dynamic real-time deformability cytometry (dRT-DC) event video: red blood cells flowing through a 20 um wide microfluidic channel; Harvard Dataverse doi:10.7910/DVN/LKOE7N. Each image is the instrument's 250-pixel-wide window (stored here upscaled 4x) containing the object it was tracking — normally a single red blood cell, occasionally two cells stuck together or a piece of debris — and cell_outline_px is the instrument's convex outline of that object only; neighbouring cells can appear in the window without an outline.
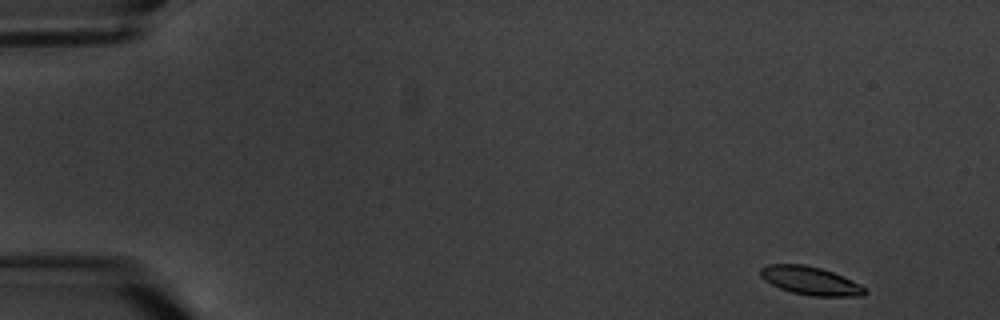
{"species": "common noctule bat (a hibernating species)", "species_latin": "Nyctalus noctula", "temperature_condition": "warm", "stored_images_in_passage": 4, "camera_frame_rate_fps": 3000, "um_per_image_px": 0.085, "animal": {"sex": "male", "body_mass_g": 20.1, "forearm_length_mm": 53.5}, "frame": {"image": 1, "passage_image": 1, "time_ms": 0.0, "image_size_px": [1000, 320], "cell_outline_px": [[868, 292], [864, 296], [812, 296], [792, 292], [780, 288], [764, 280], [760, 276], [760, 268], [768, 264], [804, 264], [820, 268], [844, 276], [860, 284]], "centroid_in_image_um": [68.89, 23.86], "position_along_channel_um": 16.1, "area_um2": 17.22}}
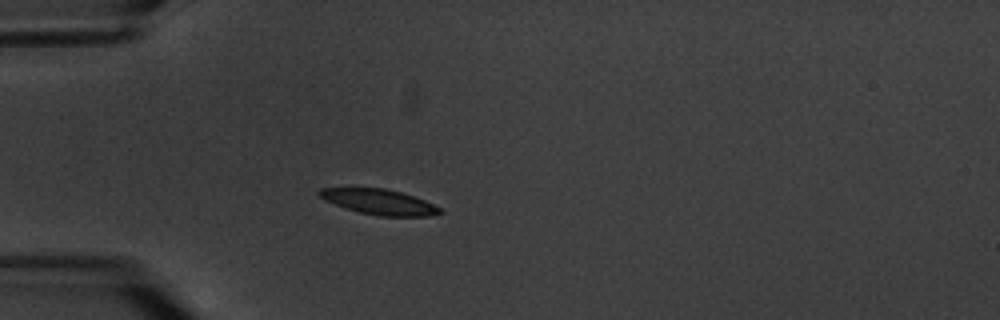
{"frame": {"image": 2, "passage_image": 4, "time_ms": 4.333, "image_size_px": [1000, 320], "cell_outline_px": [[444, 212], [428, 216], [380, 216], [360, 212], [336, 204], [320, 196], [316, 192], [320, 188], [384, 188], [400, 192], [424, 200], [440, 208]], "centroid_in_image_um": [32.25, 17.16], "position_along_channel_um": 52.7, "area_um2": 17.34}}